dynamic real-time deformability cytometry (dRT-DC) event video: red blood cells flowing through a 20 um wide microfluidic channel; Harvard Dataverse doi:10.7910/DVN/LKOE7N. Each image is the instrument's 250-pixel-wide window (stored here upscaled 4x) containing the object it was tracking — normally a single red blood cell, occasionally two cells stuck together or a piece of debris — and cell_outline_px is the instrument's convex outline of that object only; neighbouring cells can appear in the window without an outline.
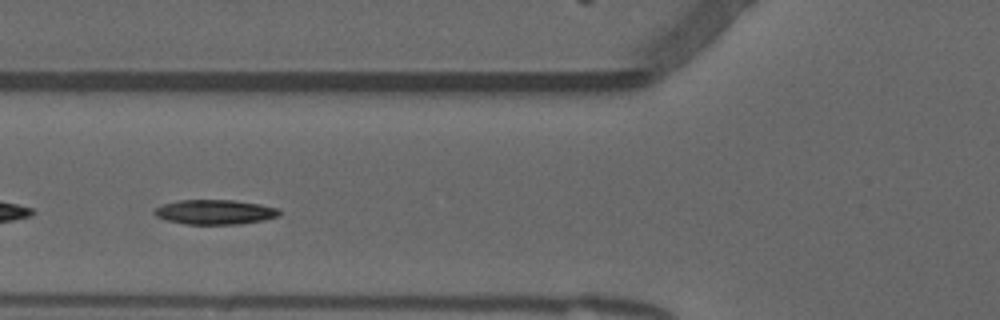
{"species": "common noctule bat (a hibernating species)", "species_latin": "Nyctalus noctula", "temperature_condition": "warm", "stored_images_in_passage": 36, "camera_frame_rate_fps": 3000, "um_per_image_px": 0.085, "animal": {"sex": "male", "forearm_length_mm": 52.5}, "frame": {"image": 1, "passage_image": 13, "time_ms": 4.0, "image_size_px": [1000, 320], "cell_outline_px": [[280, 212], [276, 216], [264, 220], [240, 224], [184, 224], [168, 220], [156, 216], [152, 212], [156, 208], [164, 204], [176, 200], [236, 200], [260, 204], [280, 208]], "centroid_in_image_um": [18.27, 18.01], "position_along_channel_um": 107.5, "area_um2": 17.98}}
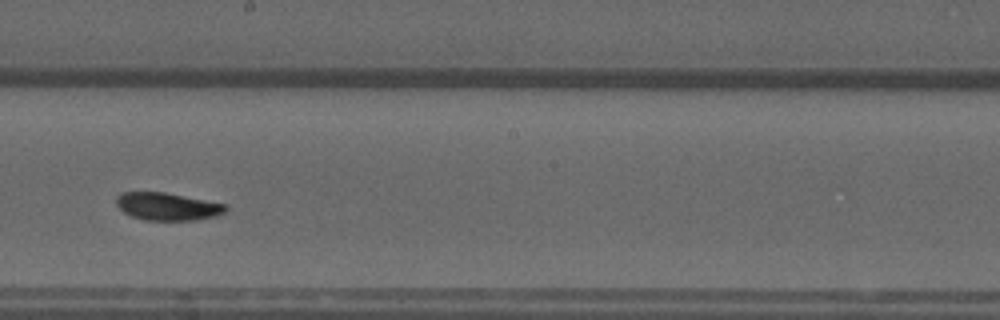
{"frame": {"image": 2, "passage_image": 23, "time_ms": 7.333, "image_size_px": [1000, 320], "cell_outline_px": [[228, 208], [224, 212], [216, 216], [196, 220], [144, 220], [132, 216], [124, 212], [116, 204], [116, 196], [120, 192], [164, 192], [224, 204]], "centroid_in_image_um": [14.2, 17.55], "position_along_channel_um": 234.0, "area_um2": 17.46}}
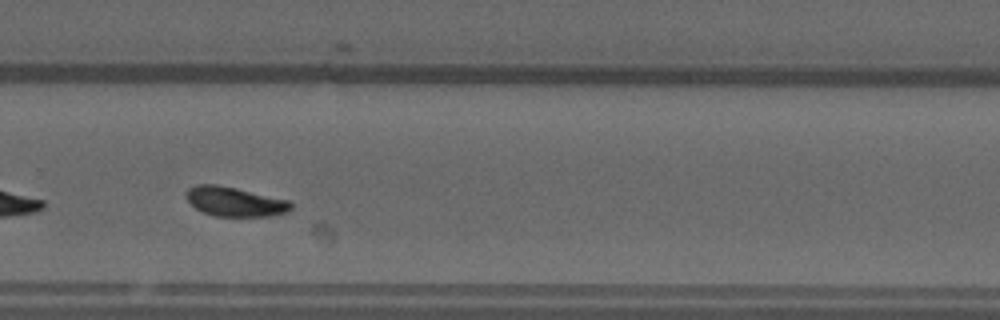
{"frame": {"image": 3, "passage_image": 29, "time_ms": 9.333, "image_size_px": [1000, 320], "cell_outline_px": [[292, 208], [288, 212], [268, 216], [216, 216], [204, 212], [196, 208], [188, 200], [188, 188], [196, 184], [216, 184], [236, 188], [292, 200]], "centroid_in_image_um": [20.03, 17.13], "position_along_channel_um": 309.8, "area_um2": 17.92}, "authors_computed_cell_mechanics": {"area_um2": 18.1492, "velocity_mm_per_s": 3.792, "shape_relaxation_time_tau1_ms": 4.4243, "shape_relaxation_time_tau2_ms": 2.4688, "deformation_change_tau1": 0.1403, "deformation_change_tau2": 0.069}}